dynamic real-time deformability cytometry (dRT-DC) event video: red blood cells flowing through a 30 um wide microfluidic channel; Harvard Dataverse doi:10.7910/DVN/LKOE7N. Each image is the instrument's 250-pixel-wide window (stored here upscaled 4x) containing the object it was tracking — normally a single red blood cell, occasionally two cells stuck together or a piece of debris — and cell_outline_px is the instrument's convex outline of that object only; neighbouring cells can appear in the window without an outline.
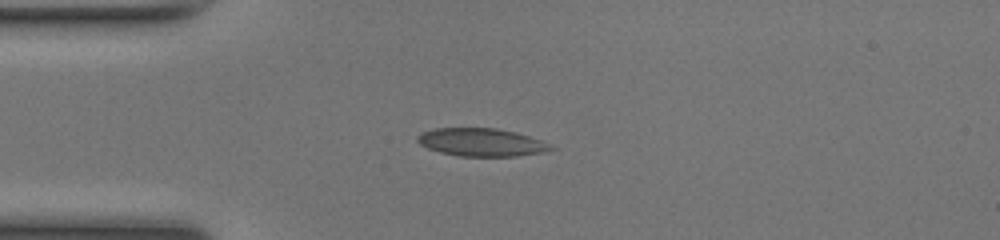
{"species": "common noctule bat (a hibernating species)", "species_latin": "Nyctalus noctula", "temperature_condition": "room temperature", "stored_images_in_passage": 37, "camera_frame_rate_fps": 3000, "um_per_image_px": 0.085, "animal": {"sex": "female", "body_mass_g": 17.0, "forearm_length_mm": 48.0}, "frame": {"image": 1, "passage_image": 1, "time_ms": 0.0, "image_size_px": [1000, 240], "cell_outline_px": [[556, 148], [544, 152], [516, 156], [460, 156], [440, 152], [428, 148], [420, 144], [416, 140], [416, 136], [432, 128], [496, 128], [516, 132], [552, 144]], "centroid_in_image_um": [40.93, 12.09], "position_along_channel_um": 44.1, "area_um2": 21.73}}
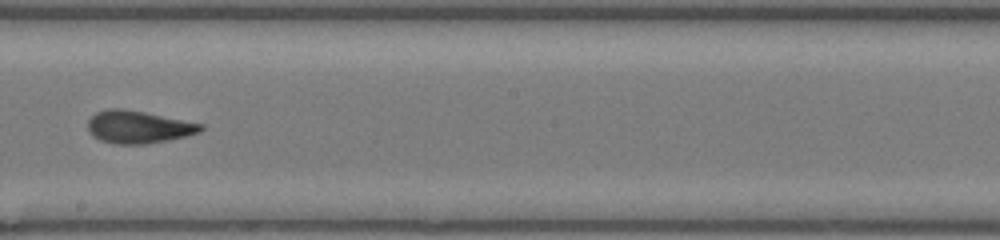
{"frame": {"image": 2, "passage_image": 16, "time_ms": 5.0, "image_size_px": [1000, 240], "cell_outline_px": [[204, 128], [200, 132], [184, 136], [144, 144], [116, 144], [100, 140], [92, 136], [88, 132], [88, 120], [96, 112], [108, 108], [120, 108], [144, 112], [204, 124]], "centroid_in_image_um": [11.72, 10.79], "position_along_channel_um": 236.5, "area_um2": 21.27}}
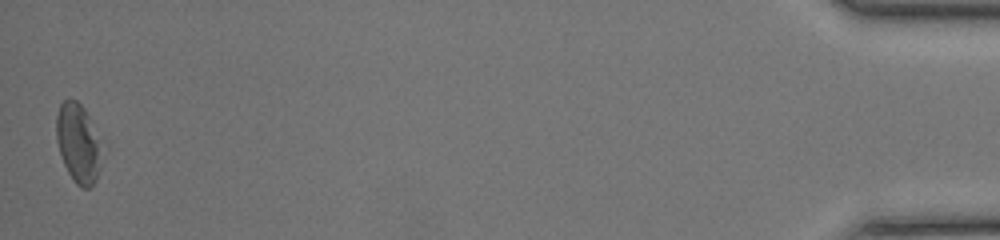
{"frame": {"image": 3, "passage_image": 37, "time_ms": 12.0, "image_size_px": [1000, 240], "cell_outline_px": [[108, 148], [96, 180], [88, 188], [80, 188], [72, 180], [64, 164], [56, 140], [56, 116], [60, 104], [64, 100], [76, 100], [84, 108]], "centroid_in_image_um": [6.74, 12.2], "position_along_channel_um": 428.5, "area_um2": 22.08}, "authors_computed_cell_mechanics": {"area_um2": 21.4438, "velocity_mm_per_s": 4.2024, "shape_relaxation_time_tau1_ms": 5.1997, "shape_relaxation_time_tau2_ms": 1.5623, "deformation_change_tau1": 0.1595, "deformation_change_tau2": 0.0547}}